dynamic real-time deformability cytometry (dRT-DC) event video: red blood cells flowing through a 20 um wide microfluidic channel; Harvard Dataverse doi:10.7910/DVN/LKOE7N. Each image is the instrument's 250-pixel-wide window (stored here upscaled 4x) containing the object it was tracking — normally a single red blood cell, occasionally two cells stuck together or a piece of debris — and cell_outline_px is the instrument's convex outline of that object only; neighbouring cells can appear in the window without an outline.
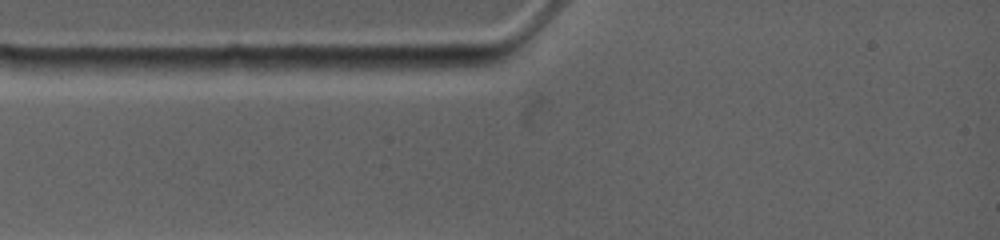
{"species": "common noctule bat (a hibernating species)", "species_latin": "Nyctalus noctula", "temperature_condition": "warm", "stored_images_in_passage": 2, "camera_frame_rate_fps": 4500, "um_per_image_px": 0.085, "animal": {"sex": "female", "body_mass_g": 19.0, "forearm_length_mm": 53.3}, "frame": {"image": 1, "passage_image": 1, "time_ms": 0.0, "image_size_px": [1000, 240], "cell_outline_px": [[256, 68], [232, 72], [116, 76], [92, 68], [88, 64], [92, 56], [240, 56]], "centroid_in_image_um": [14.26, 5.51], "position_along_channel_um": 70.7, "area_um2": 19.77}}